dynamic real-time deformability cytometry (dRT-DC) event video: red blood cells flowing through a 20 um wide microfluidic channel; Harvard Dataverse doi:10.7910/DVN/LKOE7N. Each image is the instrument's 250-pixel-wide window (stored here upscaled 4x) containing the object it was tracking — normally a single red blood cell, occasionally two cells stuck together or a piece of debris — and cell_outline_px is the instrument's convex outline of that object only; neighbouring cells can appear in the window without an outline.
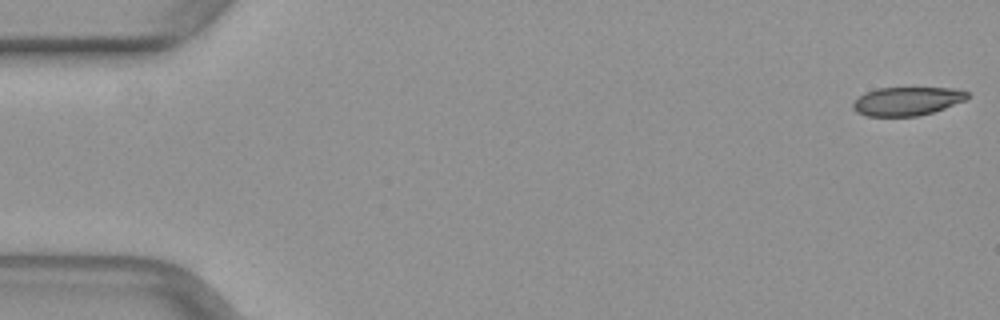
{"species": "common noctule bat (a hibernating species)", "species_latin": "Nyctalus noctula", "temperature_condition": "warm", "stored_images_in_passage": 50, "camera_frame_rate_fps": 3000, "um_per_image_px": 0.085, "animal": {"sex": "female", "body_mass_g": 29.2, "forearm_length_mm": 56.3}, "frame": {"image": 1, "passage_image": 1, "time_ms": 0.0, "image_size_px": [1000, 320], "cell_outline_px": [[968, 96], [964, 100], [944, 108], [932, 112], [916, 116], [868, 116], [856, 112], [852, 108], [852, 104], [864, 92], [876, 88], [956, 88], [968, 92]], "centroid_in_image_um": [77.06, 8.59], "position_along_channel_um": 7.9, "area_um2": 18.9}}
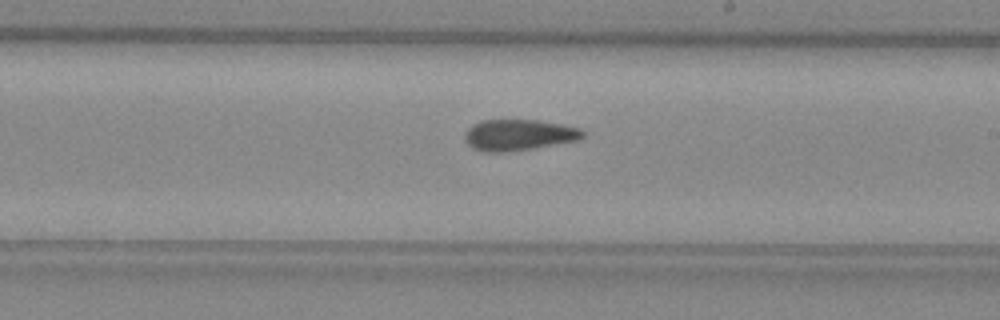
{"frame": {"image": 2, "passage_image": 29, "time_ms": 9.333, "image_size_px": [1000, 320], "cell_outline_px": [[584, 136], [580, 140], [508, 152], [484, 152], [472, 148], [464, 140], [464, 132], [472, 124], [480, 120], [536, 120], [560, 124], [580, 128], [584, 132]], "centroid_in_image_um": [44.05, 11.47], "position_along_channel_um": 245.0, "area_um2": 21.5}}
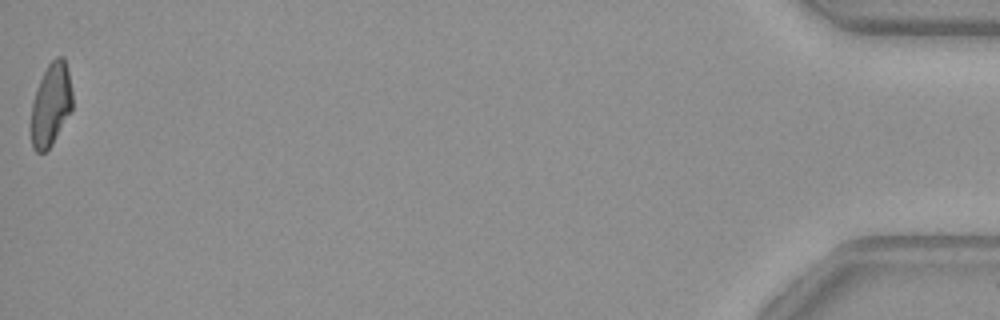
{"frame": {"image": 3, "passage_image": 50, "time_ms": 16.333, "image_size_px": [1000, 320], "cell_outline_px": [[72, 108], [52, 144], [44, 152], [36, 152], [32, 148], [32, 100], [36, 88], [48, 64], [56, 56], [64, 56], [68, 72], [72, 92]], "centroid_in_image_um": [4.32, 8.86], "position_along_channel_um": 430.9, "area_um2": 19.65}}